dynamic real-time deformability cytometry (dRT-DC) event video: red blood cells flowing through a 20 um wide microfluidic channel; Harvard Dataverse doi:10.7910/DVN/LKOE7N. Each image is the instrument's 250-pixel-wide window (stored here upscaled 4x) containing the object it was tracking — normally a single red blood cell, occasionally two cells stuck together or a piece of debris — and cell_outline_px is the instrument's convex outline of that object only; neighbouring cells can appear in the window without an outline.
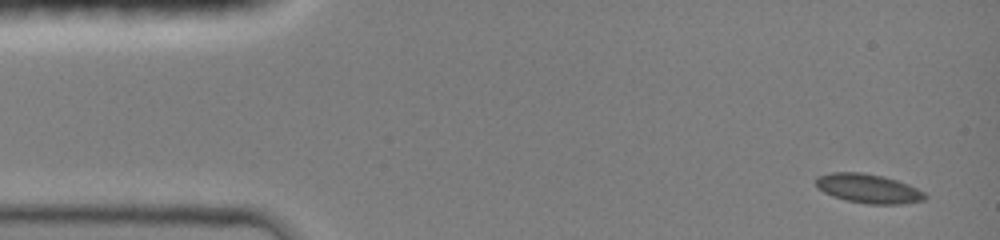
{"species": "common noctule bat (a hibernating species)", "species_latin": "Nyctalus noctula", "temperature_condition": "room temperature", "stored_images_in_passage": 4, "camera_frame_rate_fps": 3000, "um_per_image_px": 0.085, "animal": {"sex": "female", "body_mass_g": 19.0, "forearm_length_mm": 51.5}, "frame": {"image": 1, "passage_image": 1, "time_ms": 0.0, "image_size_px": [1000, 240], "cell_outline_px": [[928, 196], [924, 200], [900, 204], [868, 204], [848, 200], [832, 196], [824, 192], [816, 184], [816, 180], [820, 176], [832, 172], [860, 172], [880, 176], [896, 180], [916, 188], [924, 192]], "centroid_in_image_um": [73.83, 16.03], "position_along_channel_um": 11.2, "area_um2": 18.15}}
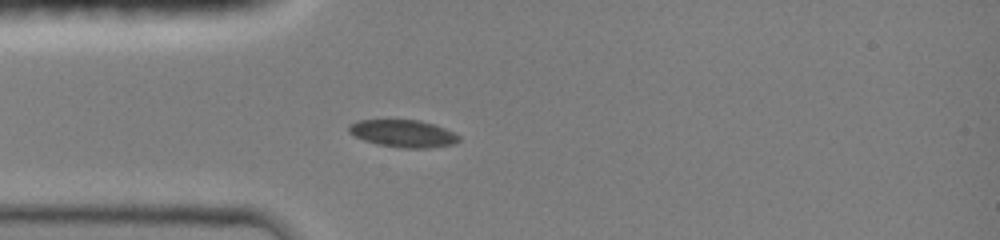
{"frame": {"image": 2, "passage_image": 4, "time_ms": 3.333, "image_size_px": [1000, 240], "cell_outline_px": [[460, 140], [452, 144], [428, 148], [404, 148], [376, 144], [364, 140], [348, 132], [348, 124], [360, 120], [420, 120], [444, 128], [460, 136]], "centroid_in_image_um": [34.24, 11.35], "position_along_channel_um": 50.8, "area_um2": 17.4}}